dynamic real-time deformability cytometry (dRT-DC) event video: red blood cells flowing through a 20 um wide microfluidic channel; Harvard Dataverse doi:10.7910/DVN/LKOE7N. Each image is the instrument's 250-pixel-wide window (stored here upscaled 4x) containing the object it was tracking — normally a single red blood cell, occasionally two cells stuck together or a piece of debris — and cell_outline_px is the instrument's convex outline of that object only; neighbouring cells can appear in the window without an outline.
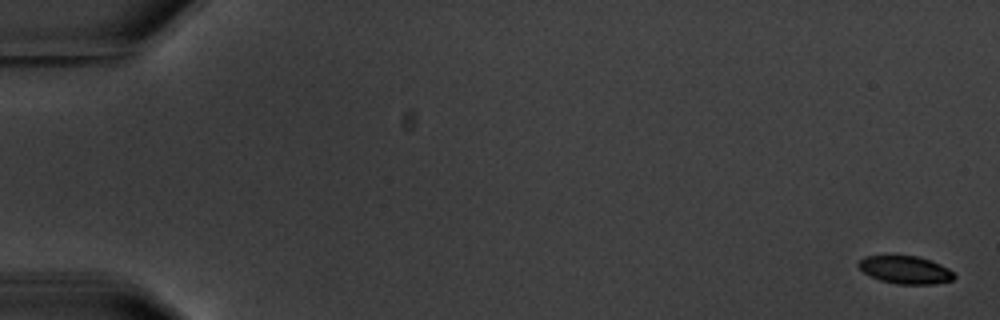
{"species": "common noctule bat (a hibernating species)", "species_latin": "Nyctalus noctula", "temperature_condition": "warm", "stored_images_in_passage": 5, "camera_frame_rate_fps": 3000, "um_per_image_px": 0.085, "animal": {"sex": "male", "body_mass_g": 20.1, "forearm_length_mm": 53.5}, "frame": {"image": 1, "passage_image": 1, "time_ms": 0.0, "image_size_px": [1000, 320], "cell_outline_px": [[956, 276], [952, 280], [936, 284], [896, 284], [880, 280], [868, 276], [856, 264], [864, 256], [916, 256], [940, 264], [948, 268]], "centroid_in_image_um": [76.94, 22.95], "position_along_channel_um": 8.1, "area_um2": 15.43}}
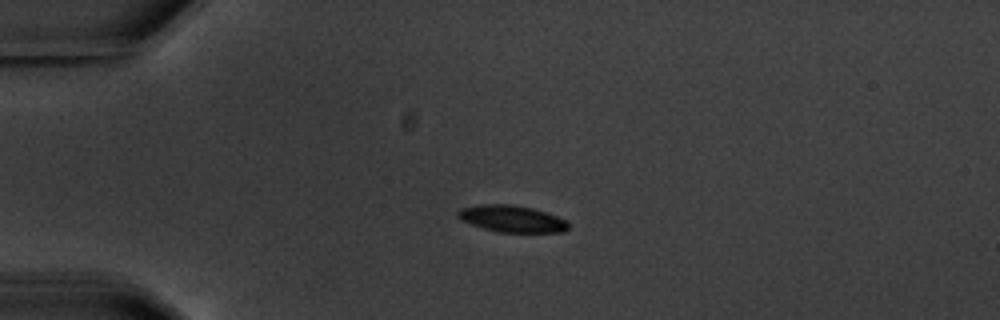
{"frame": {"image": 2, "passage_image": 4, "time_ms": 4.667, "image_size_px": [1000, 320], "cell_outline_px": [[568, 228], [564, 232], [496, 232], [460, 220], [456, 216], [456, 212], [460, 208], [480, 204], [512, 204], [532, 208], [568, 220]], "centroid_in_image_um": [43.48, 18.59], "position_along_channel_um": 41.5, "area_um2": 17.28}}